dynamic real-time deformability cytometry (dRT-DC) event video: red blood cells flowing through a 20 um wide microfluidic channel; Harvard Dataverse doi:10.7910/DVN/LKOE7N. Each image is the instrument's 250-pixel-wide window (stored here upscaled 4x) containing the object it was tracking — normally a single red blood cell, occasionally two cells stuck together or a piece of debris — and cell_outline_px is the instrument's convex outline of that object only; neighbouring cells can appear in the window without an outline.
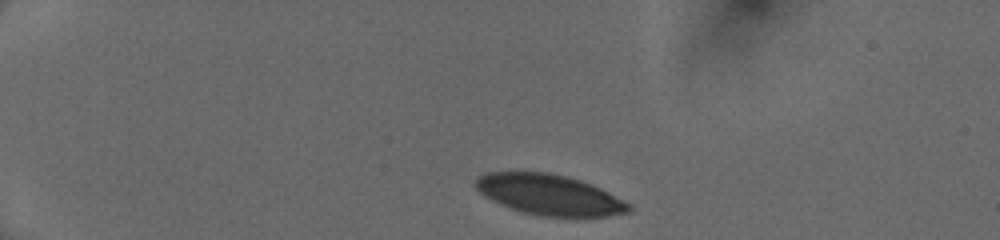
{"species": "human", "species_latin": "Homo sapiens", "temperature_condition": "cold", "stored_images_in_passage": 9, "camera_frame_rate_fps": 3000, "um_per_image_px": 0.085, "donor": {"sex": "female"}, "frame": {"image": 1, "passage_image": 1, "time_ms": 0.0, "image_size_px": [1000, 240], "cell_outline_px": [[624, 208], [596, 212], [580, 212], [520, 204], [480, 184], [484, 180], [496, 176], [540, 176], [564, 180], [588, 188], [620, 204]], "centroid_in_image_um": [46.77, 16.46], "position_along_channel_um": 38.2, "area_um2": 22.54}}